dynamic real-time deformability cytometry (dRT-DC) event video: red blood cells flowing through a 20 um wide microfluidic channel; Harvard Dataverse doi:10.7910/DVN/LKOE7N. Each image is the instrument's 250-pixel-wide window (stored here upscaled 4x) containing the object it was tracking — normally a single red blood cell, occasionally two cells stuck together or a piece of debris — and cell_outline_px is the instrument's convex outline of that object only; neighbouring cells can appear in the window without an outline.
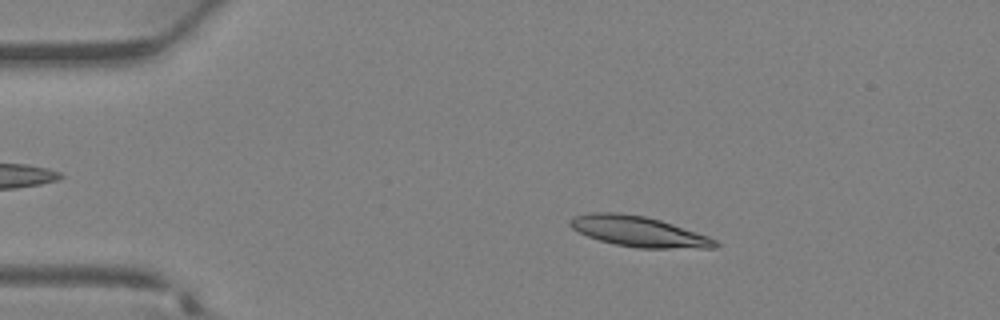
{"species": "Egyptian fruit bat (a non-hibernating species)", "species_latin": "Rousettus aegyptiacus", "temperature_condition": "warm", "stored_images_in_passage": 36, "camera_frame_rate_fps": 3000, "um_per_image_px": 0.085, "animal": {"sex": "female"}, "frame": {"image": 1, "passage_image": 6, "time_ms": 1.667, "image_size_px": [1000, 320], "cell_outline_px": [[720, 244], [716, 248], [636, 248], [616, 244], [600, 240], [588, 236], [572, 228], [568, 224], [568, 220], [576, 216], [588, 212], [616, 212], [644, 216], [660, 220], [708, 236], [716, 240]], "centroid_in_image_um": [54.28, 19.67], "position_along_channel_um": 30.7, "area_um2": 25.61}}
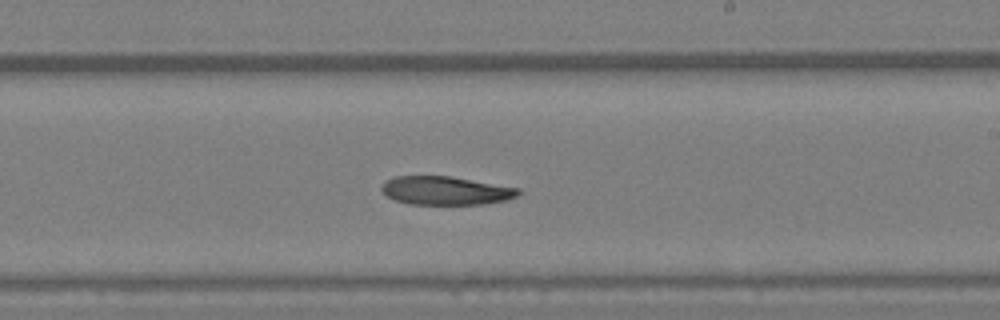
{"frame": {"image": 2, "passage_image": 21, "time_ms": 6.667, "image_size_px": [1000, 320], "cell_outline_px": [[520, 192], [516, 196], [504, 200], [484, 204], [408, 204], [396, 200], [388, 196], [380, 188], [384, 180], [396, 176], [448, 176], [520, 188]], "centroid_in_image_um": [37.85, 16.2], "position_along_channel_um": 251.2, "area_um2": 22.48}}
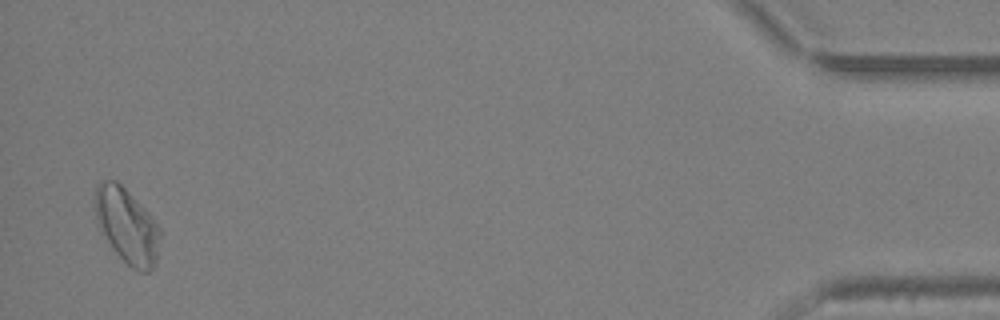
{"frame": {"image": 3, "passage_image": 35, "time_ms": 11.333, "image_size_px": [1000, 320], "cell_outline_px": [[160, 236], [156, 260], [152, 268], [148, 272], [140, 272], [132, 268], [112, 248], [100, 232], [96, 216], [96, 188], [104, 180], [116, 180], [152, 216], [160, 228]], "centroid_in_image_um": [10.8, 19.21], "position_along_channel_um": 424.4, "area_um2": 27.92}}